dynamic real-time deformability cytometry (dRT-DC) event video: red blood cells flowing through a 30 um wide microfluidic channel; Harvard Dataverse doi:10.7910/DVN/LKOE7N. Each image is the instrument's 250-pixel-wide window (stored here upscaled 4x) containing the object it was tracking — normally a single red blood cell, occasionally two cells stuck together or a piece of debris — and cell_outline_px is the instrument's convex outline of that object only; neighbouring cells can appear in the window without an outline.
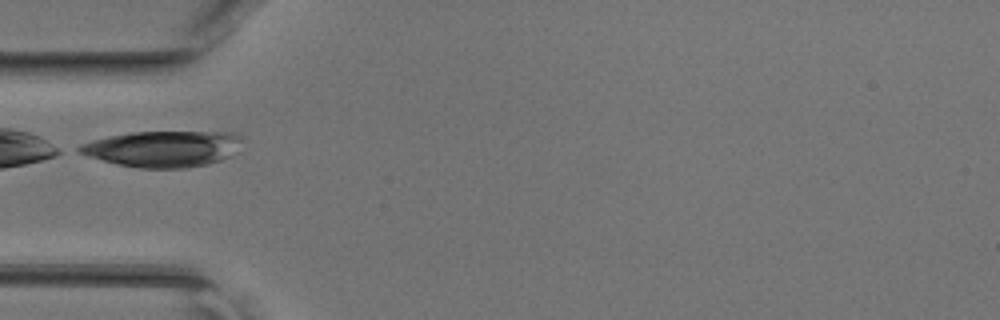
{"species": "common noctule bat (a hibernating species)", "species_latin": "Nyctalus noctula", "temperature_condition": "room temperature", "stored_images_in_passage": 2, "camera_frame_rate_fps": 3000, "um_per_image_px": 0.085, "animal": {"sex": "female", "body_mass_g": 17.0, "forearm_length_mm": 48.0}, "frame": {"image": 1, "passage_image": 1, "time_ms": 0.0, "image_size_px": [1000, 320], "cell_outline_px": [[240, 140], [232, 156], [208, 164], [188, 168], [140, 168], [120, 164], [88, 156], [76, 152], [72, 148], [80, 144], [92, 140], [108, 136], [132, 132], [236, 132], [240, 136]], "centroid_in_image_um": [13.8, 12.64], "position_along_channel_um": 71.2, "area_um2": 34.22}}